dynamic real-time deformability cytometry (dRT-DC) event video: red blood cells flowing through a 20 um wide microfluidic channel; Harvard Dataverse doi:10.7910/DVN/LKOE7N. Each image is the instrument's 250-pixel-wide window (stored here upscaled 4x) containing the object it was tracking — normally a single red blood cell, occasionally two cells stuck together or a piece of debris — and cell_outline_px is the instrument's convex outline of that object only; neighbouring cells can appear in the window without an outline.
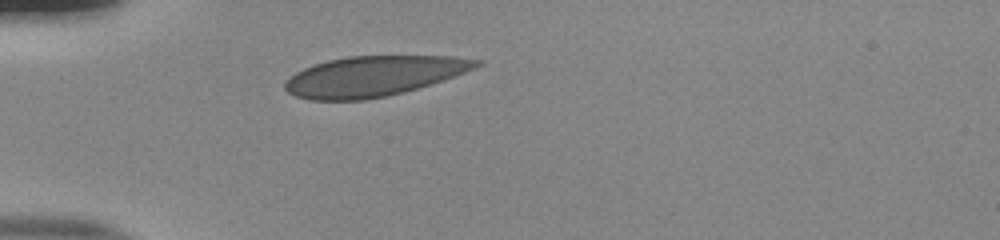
{"species": "human", "species_latin": "Homo sapiens", "temperature_condition": "room temperature", "stored_images_in_passage": 33, "camera_frame_rate_fps": 3000, "um_per_image_px": 0.085, "donor": {"sex": "male"}, "frame": {"image": 1, "passage_image": 1, "time_ms": 0.0, "image_size_px": [1000, 240], "cell_outline_px": [[484, 64], [476, 68], [416, 88], [384, 96], [364, 100], [308, 100], [296, 96], [288, 92], [284, 88], [284, 80], [296, 72], [304, 68], [328, 60], [348, 56], [452, 56], [484, 60]], "centroid_in_image_um": [31.72, 6.46], "position_along_channel_um": 53.3, "area_um2": 44.45}}
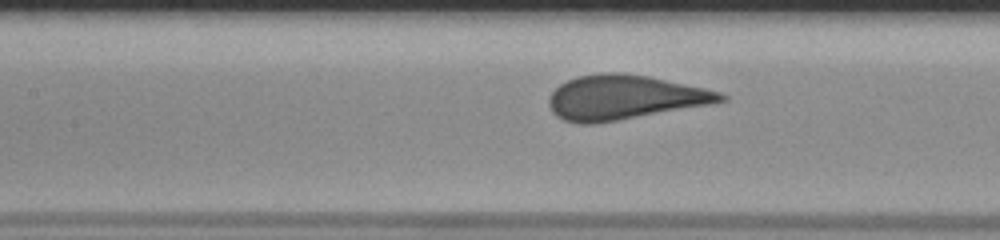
{"frame": {"image": 2, "passage_image": 10, "time_ms": 3.0, "image_size_px": [1000, 240], "cell_outline_px": [[728, 100], [708, 104], [616, 120], [592, 124], [580, 124], [564, 120], [556, 116], [552, 112], [548, 104], [548, 100], [552, 92], [560, 84], [576, 76], [604, 72], [624, 72], [648, 76], [704, 88], [720, 92], [728, 96]], "centroid_in_image_um": [53.02, 8.26], "position_along_channel_um": 154.4, "area_um2": 44.1}}
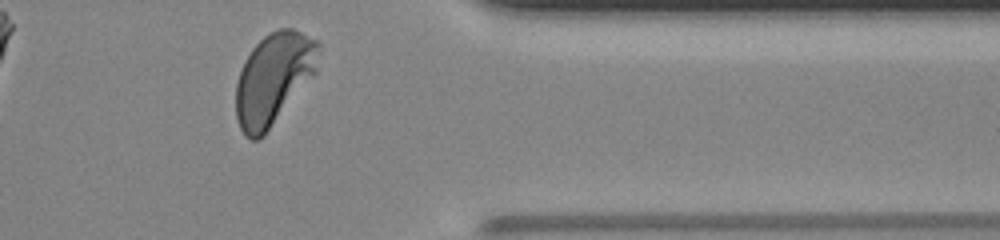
{"frame": {"image": 3, "passage_image": 29, "time_ms": 9.333, "image_size_px": [1000, 240], "cell_outline_px": [[320, 48], [316, 72], [264, 136], [260, 140], [252, 140], [244, 136], [236, 120], [236, 84], [240, 72], [252, 48], [264, 36], [280, 28], [292, 28], [316, 40], [320, 44]], "centroid_in_image_um": [23.25, 6.72], "position_along_channel_um": 388.2, "area_um2": 43.93}, "authors_computed_cell_mechanics": {"area_um2": 44.0436, "velocity_mm_per_s": 3.8643, "shape_relaxation_time_tau1_ms": 3.4205, "shape_relaxation_time_tau2_ms": null, "deformation_change_tau1": 0.1497, "deformation_change_tau2": null}}